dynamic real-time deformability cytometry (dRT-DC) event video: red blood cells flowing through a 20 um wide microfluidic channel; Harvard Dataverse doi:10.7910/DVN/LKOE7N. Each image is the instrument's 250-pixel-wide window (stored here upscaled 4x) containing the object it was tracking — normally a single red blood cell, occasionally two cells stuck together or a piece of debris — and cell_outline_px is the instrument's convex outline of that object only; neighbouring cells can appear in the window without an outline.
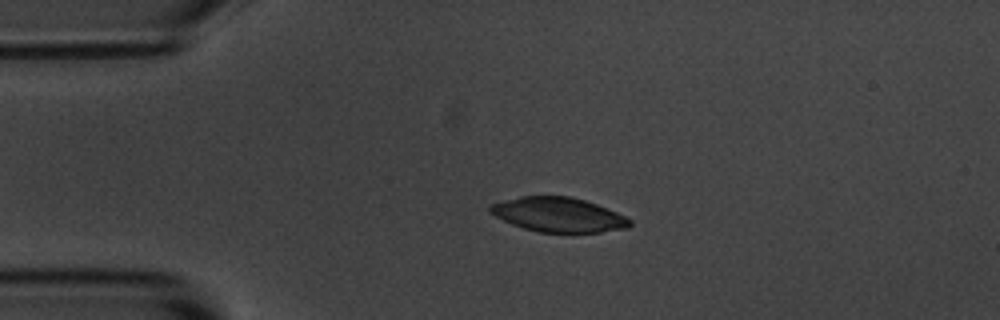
{"species": "common noctule bat (a hibernating species)", "species_latin": "Nyctalus noctula", "temperature_condition": "room temperature", "stored_images_in_passage": 4, "camera_frame_rate_fps": 3000, "um_per_image_px": 0.085, "animal": {"sex": "male", "body_mass_g": 20.1, "forearm_length_mm": 53.5}, "frame": {"image": 1, "passage_image": 3, "time_ms": 2.667, "image_size_px": [1000, 320], "cell_outline_px": [[632, 224], [628, 228], [600, 232], [540, 232], [524, 228], [512, 224], [488, 212], [488, 204], [520, 196], [572, 196], [596, 204], [616, 212], [632, 220]], "centroid_in_image_um": [47.45, 18.24], "position_along_channel_um": 37.6, "area_um2": 28.03}}